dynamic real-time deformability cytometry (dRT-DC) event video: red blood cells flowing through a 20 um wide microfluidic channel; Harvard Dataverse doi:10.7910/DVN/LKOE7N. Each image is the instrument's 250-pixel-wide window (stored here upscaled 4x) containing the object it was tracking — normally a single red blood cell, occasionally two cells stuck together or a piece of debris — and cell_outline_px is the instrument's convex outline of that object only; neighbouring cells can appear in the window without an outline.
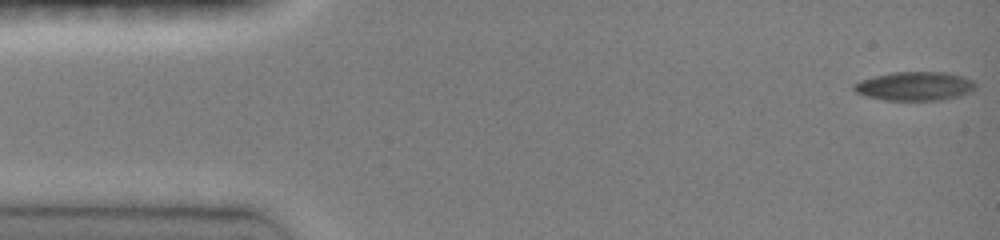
{"species": "common noctule bat (a hibernating species)", "species_latin": "Nyctalus noctula", "temperature_condition": "room temperature", "stored_images_in_passage": 47, "camera_frame_rate_fps": 3000, "um_per_image_px": 0.085, "animal": {"sex": "female", "body_mass_g": 19.0, "forearm_length_mm": 51.5}, "frame": {"image": 1, "passage_image": 1, "time_ms": 0.0, "image_size_px": [1000, 240], "cell_outline_px": [[976, 88], [972, 92], [960, 96], [940, 100], [884, 100], [864, 96], [856, 92], [852, 88], [852, 84], [860, 80], [892, 72], [948, 72], [964, 76], [976, 80]], "centroid_in_image_um": [77.8, 7.32], "position_along_channel_um": 7.2, "area_um2": 20.81}}
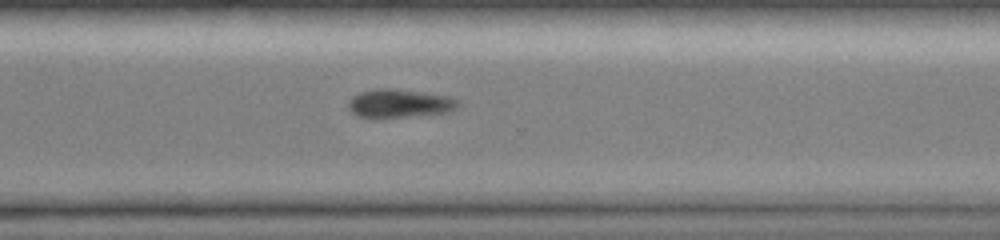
{"frame": {"image": 2, "passage_image": 34, "time_ms": 11.0, "image_size_px": [1000, 240], "cell_outline_px": [[464, 104], [448, 112], [408, 116], [356, 116], [348, 108], [348, 100], [352, 96], [360, 92], [380, 88], [392, 88], [448, 96], [460, 100]], "centroid_in_image_um": [33.99, 8.77], "position_along_channel_um": 336.6, "area_um2": 17.92}}
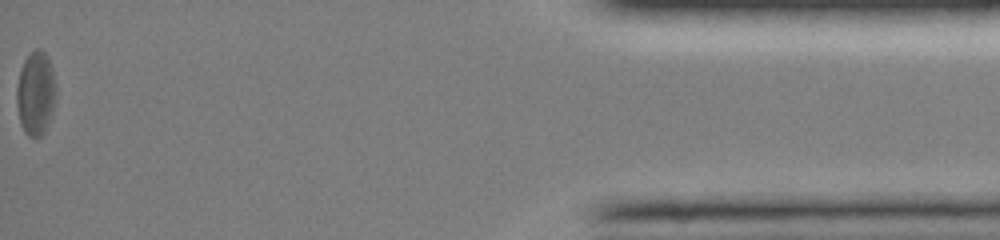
{"frame": {"image": 3, "passage_image": 47, "time_ms": 15.333, "image_size_px": [1000, 240], "cell_outline_px": [[56, 100], [44, 132], [36, 140], [28, 136], [24, 132], [20, 124], [16, 104], [16, 88], [20, 68], [24, 60], [36, 48], [40, 48], [44, 52], [52, 68], [56, 88]], "centroid_in_image_um": [3.01, 7.96], "position_along_channel_um": 432.2, "area_um2": 19.42}, "authors_computed_cell_mechanics": {"area_um2": 20.3456, "velocity_mm_per_s": 4.0834, "shape_relaxation_time_tau1_ms": 1.0076, "shape_relaxation_time_tau2_ms": null, "deformation_change_tau1": 0.0876, "deformation_change_tau2": null}}